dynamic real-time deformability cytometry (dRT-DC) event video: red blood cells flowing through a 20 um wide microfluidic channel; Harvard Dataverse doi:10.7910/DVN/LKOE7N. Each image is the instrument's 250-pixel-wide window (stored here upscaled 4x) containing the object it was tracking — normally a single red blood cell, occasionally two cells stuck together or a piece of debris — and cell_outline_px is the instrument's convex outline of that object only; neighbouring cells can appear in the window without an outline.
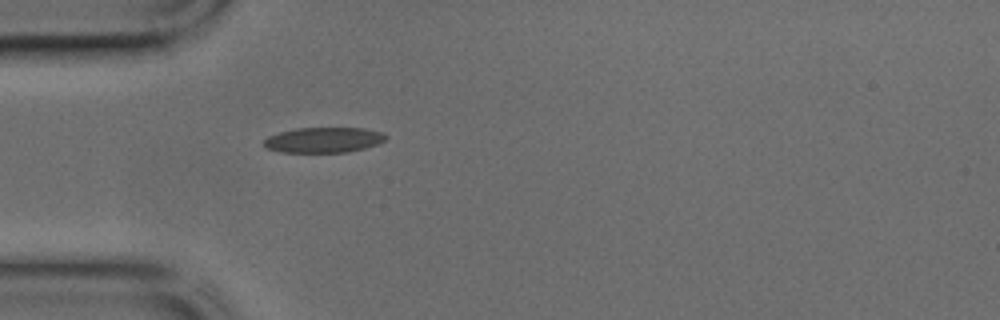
{"species": "common noctule bat (a hibernating species)", "species_latin": "Nyctalus noctula", "temperature_condition": "cold", "stored_images_in_passage": 30, "camera_frame_rate_fps": 3000, "um_per_image_px": 0.085, "animal": {"sex": "male", "body_mass_g": 17.9, "forearm_length_mm": 54.2}, "frame": {"image": 1, "passage_image": 1, "time_ms": 0.0, "image_size_px": [1000, 320], "cell_outline_px": [[388, 136], [384, 140], [376, 144], [364, 148], [348, 152], [280, 152], [264, 148], [264, 140], [268, 136], [280, 132], [296, 128], [364, 128], [384, 132]], "centroid_in_image_um": [27.5, 11.89], "position_along_channel_um": 57.5, "area_um2": 18.03}}
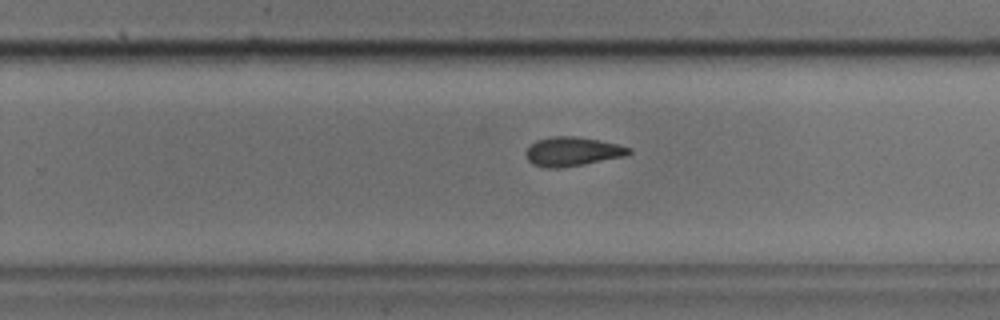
{"frame": {"image": 2, "passage_image": 16, "time_ms": 5.0, "image_size_px": [1000, 320], "cell_outline_px": [[632, 152], [628, 156], [584, 164], [556, 168], [544, 168], [532, 164], [528, 160], [524, 152], [536, 140], [552, 136], [576, 136], [600, 140], [632, 148]], "centroid_in_image_um": [48.67, 12.88], "position_along_channel_um": 281.1, "area_um2": 17.63}}
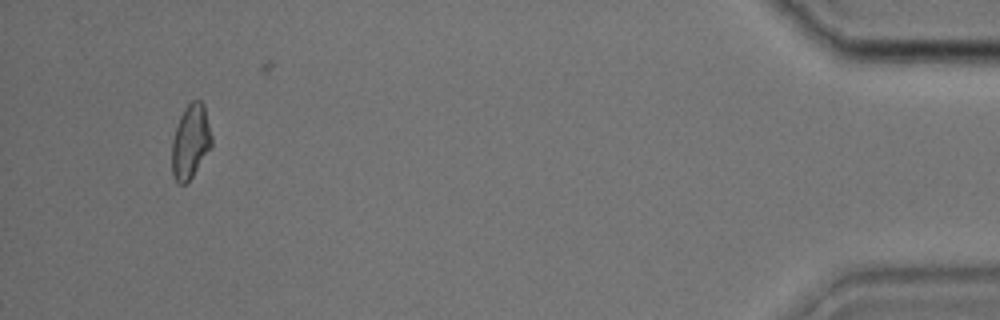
{"frame": {"image": 3, "passage_image": 30, "time_ms": 9.667, "image_size_px": [1000, 320], "cell_outline_px": [[212, 148], [188, 184], [176, 184], [172, 176], [172, 140], [180, 116], [184, 108], [192, 100], [200, 100], [204, 104], [212, 136]], "centroid_in_image_um": [16.2, 12.09], "position_along_channel_um": 419.0, "area_um2": 17.63}}